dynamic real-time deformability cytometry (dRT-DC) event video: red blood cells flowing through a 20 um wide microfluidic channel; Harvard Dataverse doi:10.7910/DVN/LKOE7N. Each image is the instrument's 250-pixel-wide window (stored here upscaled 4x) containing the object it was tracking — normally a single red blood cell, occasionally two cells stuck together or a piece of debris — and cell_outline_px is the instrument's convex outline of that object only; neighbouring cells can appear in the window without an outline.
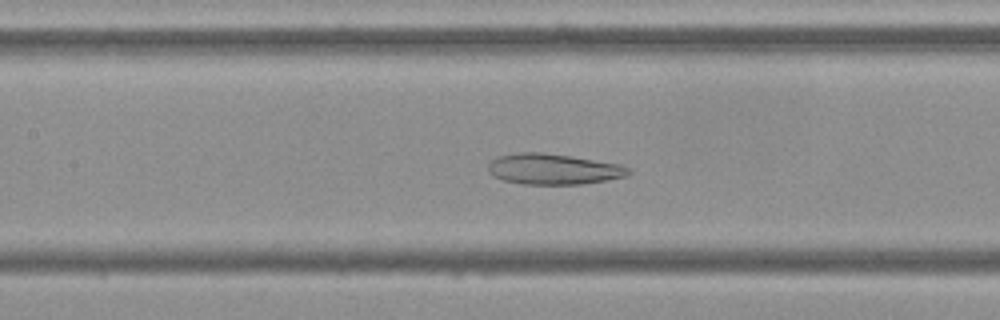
{"species": "Egyptian fruit bat (a non-hibernating species)", "species_latin": "Rousettus aegyptiacus", "temperature_condition": "cold", "stored_images_in_passage": 55, "camera_frame_rate_fps": 3000, "um_per_image_px": 0.085, "frame": {"image": 1, "passage_image": 25, "time_ms": 8.0, "image_size_px": [1000, 320], "cell_outline_px": [[632, 172], [628, 176], [608, 180], [580, 184], [520, 184], [504, 180], [492, 176], [488, 172], [488, 164], [496, 156], [516, 152], [540, 152], [572, 156], [620, 164], [632, 168]], "centroid_in_image_um": [47.05, 14.37], "position_along_channel_um": 160.4, "area_um2": 25.49}}
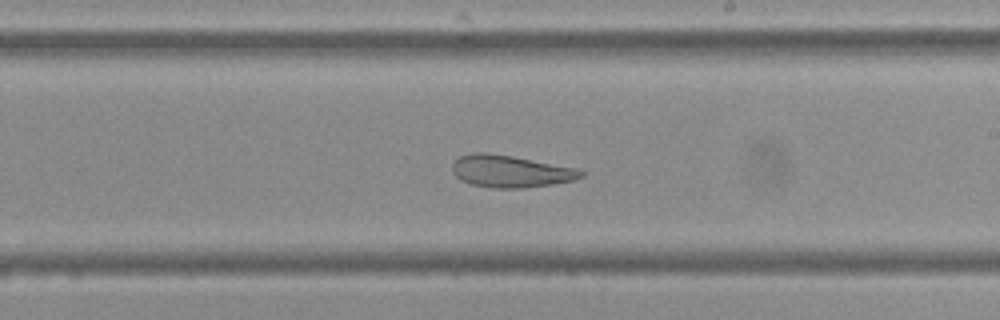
{"frame": {"image": 2, "passage_image": 32, "time_ms": 10.333, "image_size_px": [1000, 320], "cell_outline_px": [[584, 176], [572, 180], [552, 184], [524, 188], [492, 188], [472, 184], [460, 180], [452, 172], [452, 164], [460, 156], [472, 152], [484, 152], [512, 156], [576, 168], [584, 172]], "centroid_in_image_um": [43.36, 14.56], "position_along_channel_um": 245.6, "area_um2": 23.99}}
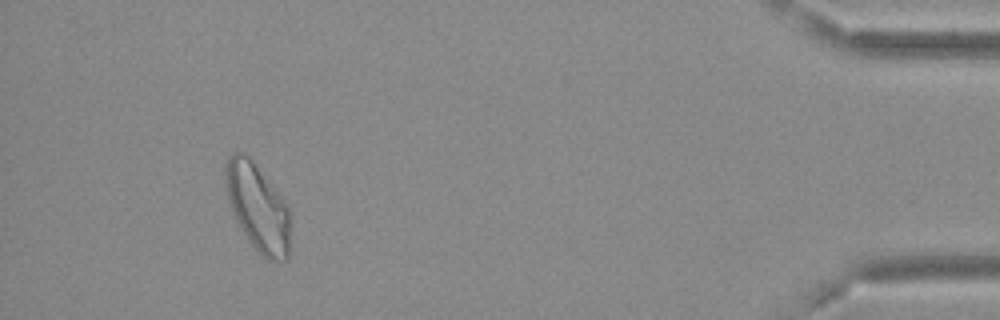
{"frame": {"image": 3, "passage_image": 51, "time_ms": 16.667, "image_size_px": [1000, 320], "cell_outline_px": [[288, 260], [268, 260], [248, 240], [240, 228], [236, 220], [224, 184], [224, 164], [228, 156], [232, 152], [244, 152], [252, 160], [284, 200], [288, 208]], "centroid_in_image_um": [21.85, 17.57], "position_along_channel_um": 413.3, "area_um2": 32.43}}